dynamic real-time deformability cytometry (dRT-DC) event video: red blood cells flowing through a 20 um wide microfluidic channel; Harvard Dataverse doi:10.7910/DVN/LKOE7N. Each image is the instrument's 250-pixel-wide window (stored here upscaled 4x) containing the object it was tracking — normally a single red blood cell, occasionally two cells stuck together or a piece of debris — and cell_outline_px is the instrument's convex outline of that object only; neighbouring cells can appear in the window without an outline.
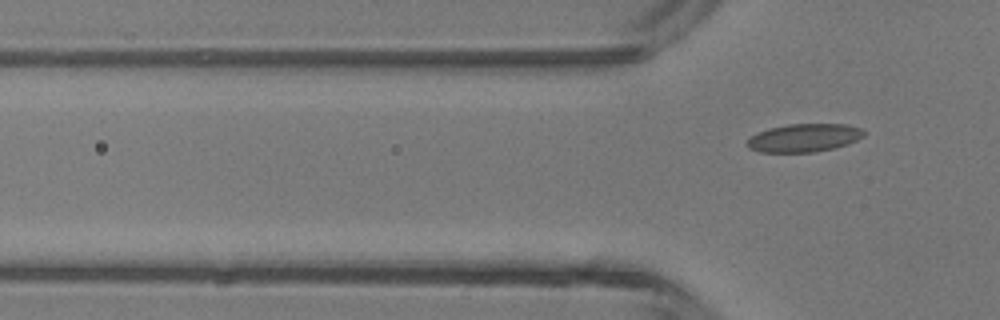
{"species": "common noctule bat (a hibernating species)", "species_latin": "Nyctalus noctula", "temperature_condition": "room temperature", "stored_images_in_passage": 2, "camera_frame_rate_fps": 3000, "um_per_image_px": 0.085, "animal": {"sex": "male", "body_mass_g": 13.3}, "frame": {"image": 1, "passage_image": 2, "time_ms": 0.333, "image_size_px": [1000, 320], "cell_outline_px": [[864, 136], [848, 144], [816, 152], [760, 152], [748, 148], [748, 140], [756, 132], [788, 124], [844, 124], [860, 128], [864, 132]], "centroid_in_image_um": [68.34, 11.72], "position_along_channel_um": 57.5, "area_um2": 18.96}}